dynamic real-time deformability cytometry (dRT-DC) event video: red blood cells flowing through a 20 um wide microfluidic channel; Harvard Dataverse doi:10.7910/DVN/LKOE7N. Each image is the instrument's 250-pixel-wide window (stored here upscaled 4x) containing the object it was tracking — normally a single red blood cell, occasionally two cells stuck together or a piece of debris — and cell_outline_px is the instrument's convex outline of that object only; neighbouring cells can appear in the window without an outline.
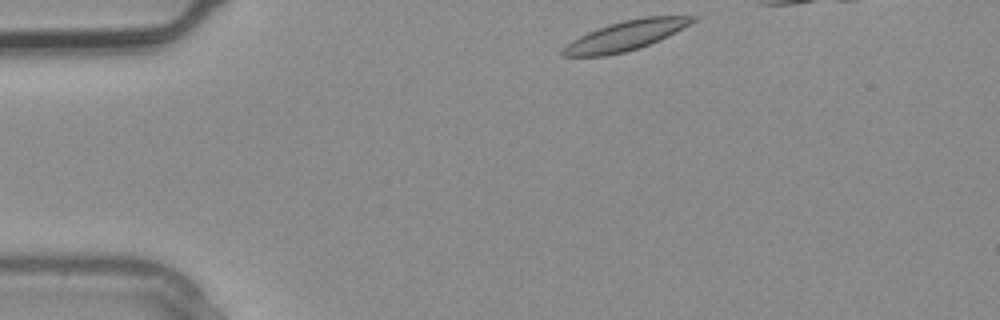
{"species": "common noctule bat (a hibernating species)", "species_latin": "Nyctalus noctula", "temperature_condition": "warm", "stored_images_in_passage": 2, "segment_of_instrument_passage": [2, 2], "camera_frame_rate_fps": 3000, "um_per_image_px": 0.085, "animal": {"sex": "male", "body_mass_g": 20.4}, "frame": {"image": 1, "passage_image": 2, "time_ms": 0.333, "image_size_px": [1000, 320], "cell_outline_px": [[700, 16], [696, 20], [676, 32], [660, 40], [640, 48], [624, 52], [604, 56], [560, 56], [560, 52], [572, 40], [588, 32], [624, 20], [644, 16]], "centroid_in_image_um": [53.21, 3.03], "position_along_channel_um": 31.8, "area_um2": 22.2}}